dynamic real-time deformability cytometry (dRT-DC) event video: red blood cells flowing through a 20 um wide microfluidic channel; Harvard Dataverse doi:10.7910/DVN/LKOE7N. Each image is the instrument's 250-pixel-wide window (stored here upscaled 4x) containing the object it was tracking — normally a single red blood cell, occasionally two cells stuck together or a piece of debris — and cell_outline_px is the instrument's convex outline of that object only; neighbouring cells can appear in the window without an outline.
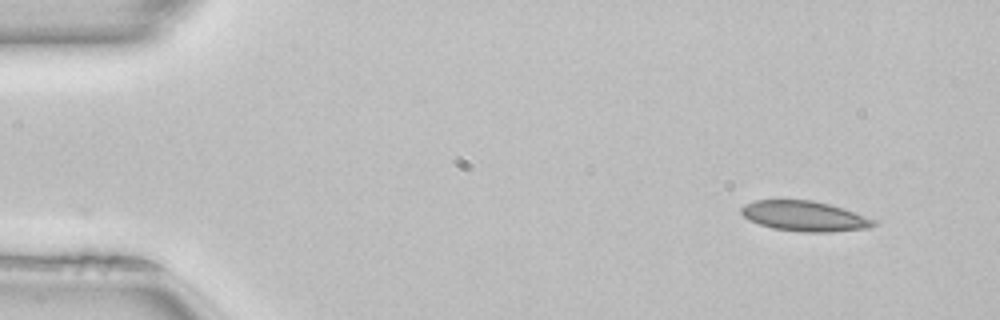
{"species": "common noctule bat (a hibernating species)", "species_latin": "Nyctalus noctula", "temperature_condition": "room temperature", "stored_images_in_passage": 9, "camera_frame_rate_fps": 3000, "um_per_image_px": 0.085, "animal": {"sex": "female", "body_mass_g": 22.7, "forearm_length_mm": 54.2}, "frame": {"image": 1, "passage_image": 1, "time_ms": 0.0, "image_size_px": [1000, 320], "cell_outline_px": [[876, 224], [872, 228], [828, 232], [800, 232], [772, 228], [748, 220], [740, 212], [740, 208], [744, 204], [756, 200], [812, 200], [844, 208], [876, 220]], "centroid_in_image_um": [68.39, 18.37], "position_along_channel_um": 16.6, "area_um2": 23.41}}